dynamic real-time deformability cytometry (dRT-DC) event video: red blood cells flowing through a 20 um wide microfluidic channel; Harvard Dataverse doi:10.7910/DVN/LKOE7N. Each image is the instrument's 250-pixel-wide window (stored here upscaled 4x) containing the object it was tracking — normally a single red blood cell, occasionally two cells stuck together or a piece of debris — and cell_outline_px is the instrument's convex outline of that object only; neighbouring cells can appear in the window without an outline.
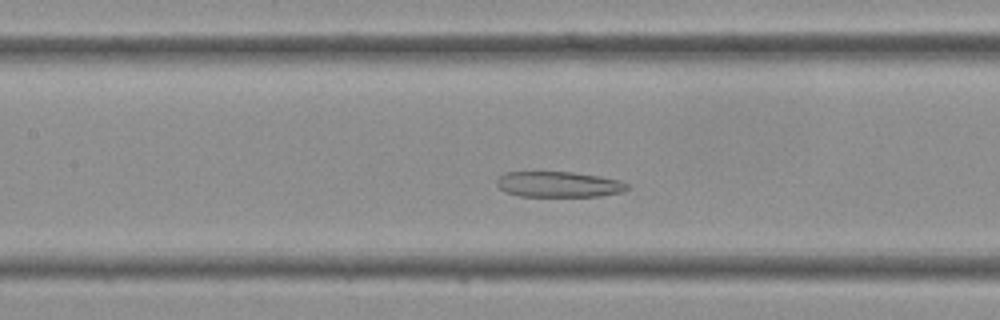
{"species": "Egyptian fruit bat (a non-hibernating species)", "species_latin": "Rousettus aegyptiacus", "temperature_condition": "cold", "stored_images_in_passage": 38, "camera_frame_rate_fps": 3000, "um_per_image_px": 0.085, "frame": {"image": 1, "passage_image": 15, "time_ms": 4.667, "image_size_px": [1000, 320], "cell_outline_px": [[628, 188], [620, 192], [600, 196], [520, 196], [508, 192], [500, 188], [496, 184], [496, 180], [504, 172], [572, 172], [620, 180], [628, 184]], "centroid_in_image_um": [47.47, 15.67], "position_along_channel_um": 159.9, "area_um2": 19.25}}
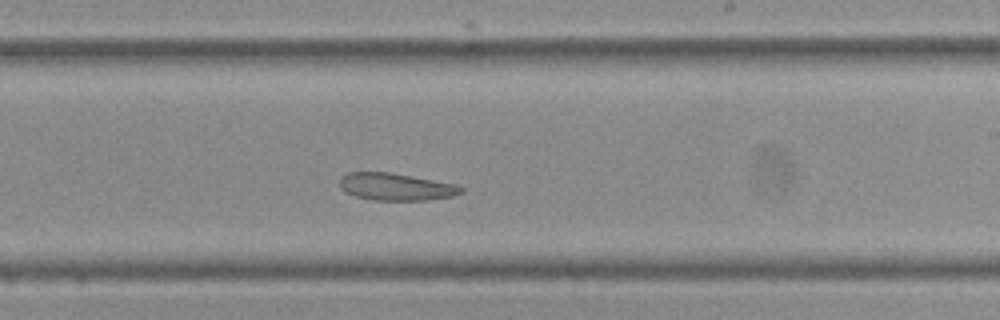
{"frame": {"image": 2, "passage_image": 21, "time_ms": 6.667, "image_size_px": [1000, 320], "cell_outline_px": [[464, 192], [452, 196], [428, 200], [372, 200], [356, 196], [344, 192], [340, 188], [340, 176], [348, 172], [388, 172], [432, 180], [452, 184], [464, 188]], "centroid_in_image_um": [33.59, 15.88], "position_along_channel_um": 255.4, "area_um2": 19.13}}
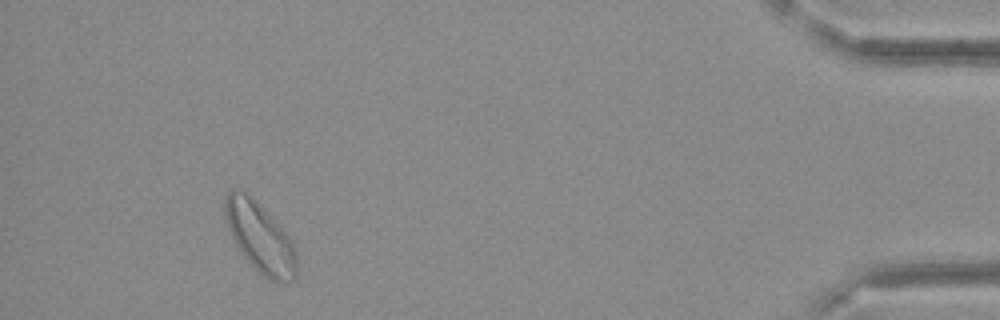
{"frame": {"image": 3, "passage_image": 35, "time_ms": 11.333, "image_size_px": [1000, 320], "cell_outline_px": [[296, 276], [292, 280], [272, 280], [264, 276], [244, 256], [236, 244], [228, 228], [224, 216], [224, 200], [228, 192], [232, 188], [240, 188], [264, 208], [280, 224], [292, 240], [296, 252]], "centroid_in_image_um": [22.09, 20.11], "position_along_channel_um": 413.1, "area_um2": 28.96}}